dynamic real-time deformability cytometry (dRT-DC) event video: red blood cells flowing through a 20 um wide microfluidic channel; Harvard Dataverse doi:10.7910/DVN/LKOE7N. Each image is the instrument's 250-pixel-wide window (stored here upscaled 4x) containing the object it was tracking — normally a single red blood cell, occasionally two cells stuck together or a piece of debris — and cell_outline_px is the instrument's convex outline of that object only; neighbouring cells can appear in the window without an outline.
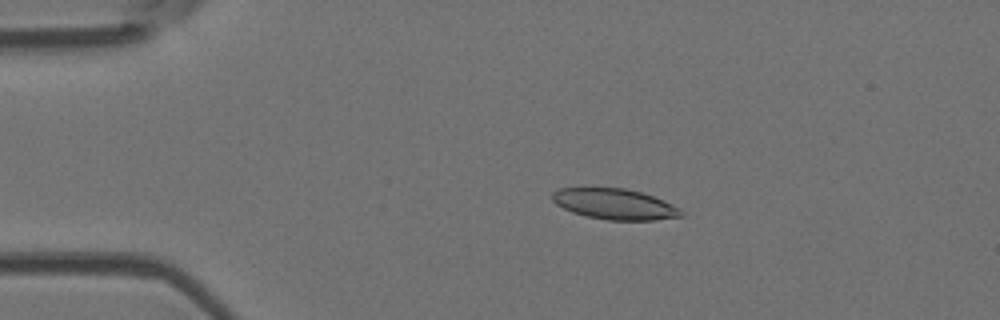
{"species": "Egyptian fruit bat (a non-hibernating species)", "species_latin": "Rousettus aegyptiacus", "temperature_condition": "room temperature", "stored_images_in_passage": 5, "camera_frame_rate_fps": 3000, "um_per_image_px": 0.085, "animal": {"sex": "female"}, "frame": {"image": 1, "passage_image": 4, "time_ms": 3.333, "image_size_px": [1000, 320], "cell_outline_px": [[684, 216], [656, 220], [608, 220], [588, 216], [572, 212], [556, 204], [552, 200], [552, 192], [560, 188], [624, 188], [640, 192], [664, 200], [680, 208], [684, 212]], "centroid_in_image_um": [52.28, 17.35], "position_along_channel_um": 32.7, "area_um2": 23.0}}